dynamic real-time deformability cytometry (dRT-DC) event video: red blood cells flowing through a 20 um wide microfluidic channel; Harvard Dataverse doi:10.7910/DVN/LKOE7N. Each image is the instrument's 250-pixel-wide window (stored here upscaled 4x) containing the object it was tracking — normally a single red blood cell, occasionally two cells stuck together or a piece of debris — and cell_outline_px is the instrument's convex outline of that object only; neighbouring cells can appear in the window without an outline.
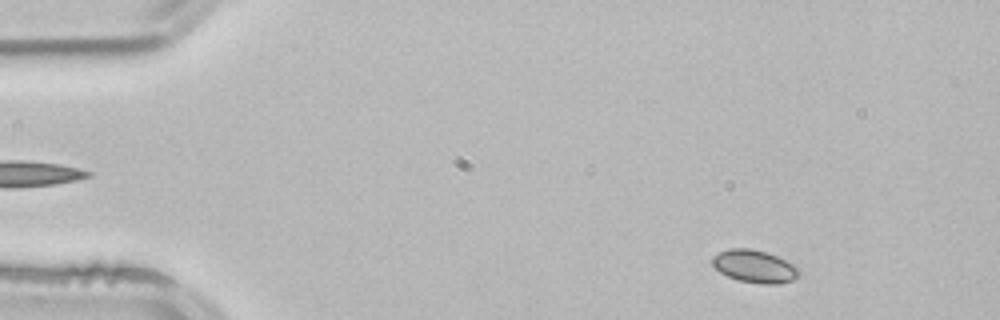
{"species": "common noctule bat (a hibernating species)", "species_latin": "Nyctalus noctula", "temperature_condition": "room temperature", "stored_images_in_passage": 50, "camera_frame_rate_fps": 3000, "um_per_image_px": 0.085, "animal": {"sex": "male", "body_mass_g": 21.5, "forearm_length_mm": 52.0}, "frame": {"image": 1, "passage_image": 4, "time_ms": 1.0, "image_size_px": [1000, 320], "cell_outline_px": [[800, 272], [792, 280], [776, 284], [764, 284], [740, 280], [728, 276], [720, 272], [712, 264], [712, 256], [728, 248], [748, 248], [768, 252], [800, 268]], "centroid_in_image_um": [64.12, 22.62], "position_along_channel_um": 20.9, "area_um2": 16.3}}
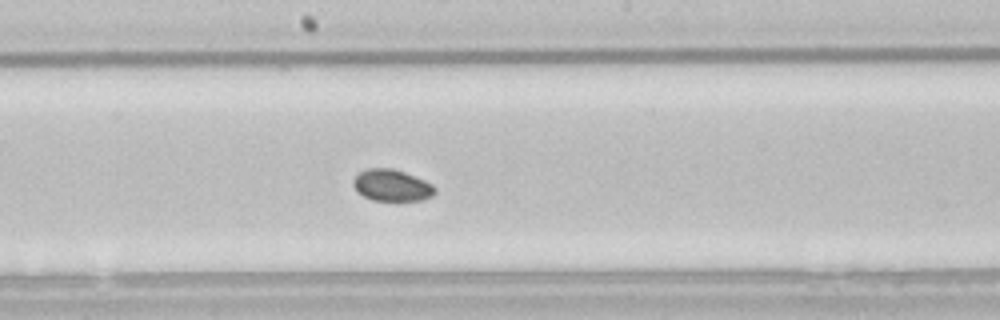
{"frame": {"image": 2, "passage_image": 26, "time_ms": 8.333, "image_size_px": [1000, 320], "cell_outline_px": [[436, 192], [432, 196], [424, 200], [372, 200], [356, 192], [352, 184], [352, 180], [360, 172], [368, 168], [392, 168], [404, 172], [424, 180], [432, 184], [436, 188]], "centroid_in_image_um": [33.29, 15.76], "position_along_channel_um": 214.9, "area_um2": 15.09}}
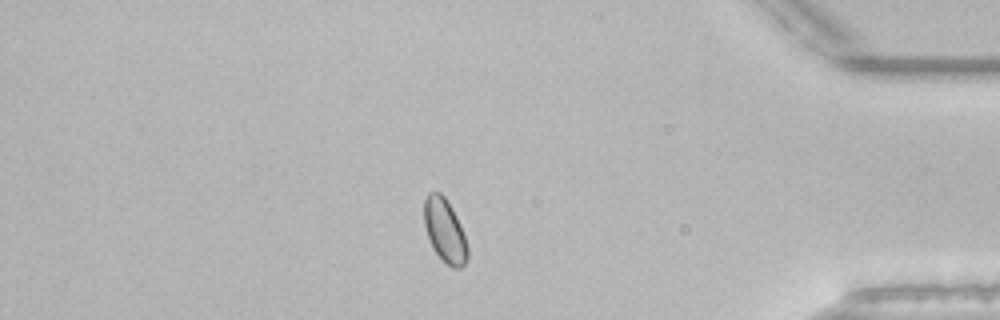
{"frame": {"image": 3, "passage_image": 43, "time_ms": 14.0, "image_size_px": [1000, 320], "cell_outline_px": [[468, 260], [460, 268], [452, 268], [432, 248], [424, 224], [424, 200], [428, 192], [440, 192], [444, 196], [452, 208], [460, 224], [468, 248]], "centroid_in_image_um": [37.8, 19.59], "position_along_channel_um": 397.4, "area_um2": 15.95}, "authors_computed_cell_mechanics": {"area_um2": 15.6638, "velocity_mm_per_s": 3.8389, "shape_relaxation_time_tau1_ms": null, "shape_relaxation_time_tau2_ms": 8.8968, "deformation_change_tau1": null, "deformation_change_tau2": 0.0596}}